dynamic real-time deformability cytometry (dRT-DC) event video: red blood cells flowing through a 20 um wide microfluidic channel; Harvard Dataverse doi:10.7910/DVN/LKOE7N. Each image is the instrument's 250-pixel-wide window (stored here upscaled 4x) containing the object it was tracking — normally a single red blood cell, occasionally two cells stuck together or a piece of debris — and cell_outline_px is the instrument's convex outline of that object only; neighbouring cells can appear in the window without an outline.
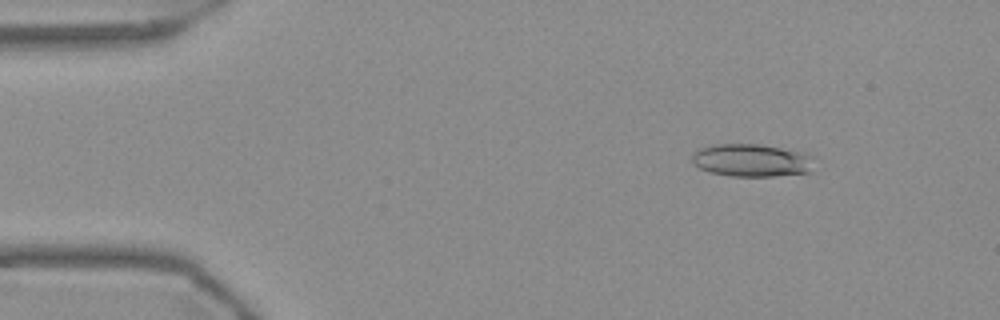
{"species": "Egyptian fruit bat (a non-hibernating species)", "species_latin": "Rousettus aegyptiacus", "temperature_condition": "warm", "stored_images_in_passage": 54, "camera_frame_rate_fps": 3000, "um_per_image_px": 0.085, "frame": {"image": 1, "passage_image": 7, "time_ms": 2.0, "image_size_px": [1000, 320], "cell_outline_px": [[808, 172], [772, 176], [732, 176], [712, 172], [700, 168], [692, 160], [692, 156], [700, 148], [712, 144], [760, 144], [808, 152]], "centroid_in_image_um": [63.83, 13.6], "position_along_channel_um": 21.2, "area_um2": 22.77}}
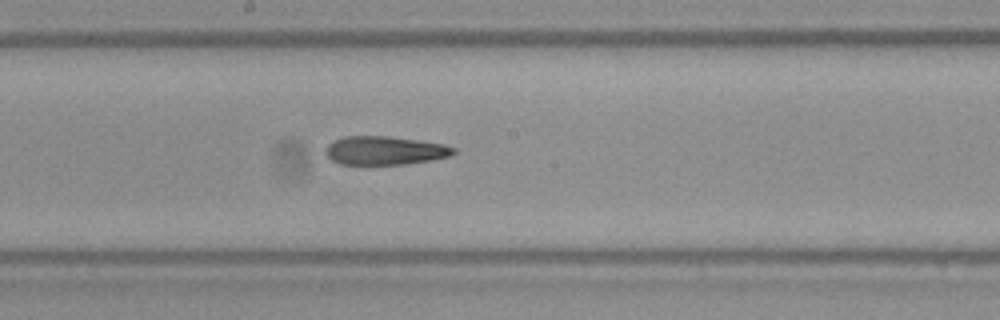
{"frame": {"image": 2, "passage_image": 29, "time_ms": 9.333, "image_size_px": [1000, 320], "cell_outline_px": [[456, 152], [452, 156], [432, 160], [408, 164], [340, 164], [332, 160], [324, 152], [324, 148], [328, 144], [344, 136], [388, 136], [444, 144], [456, 148]], "centroid_in_image_um": [32.73, 12.8], "position_along_channel_um": 215.5, "area_um2": 21.39}}
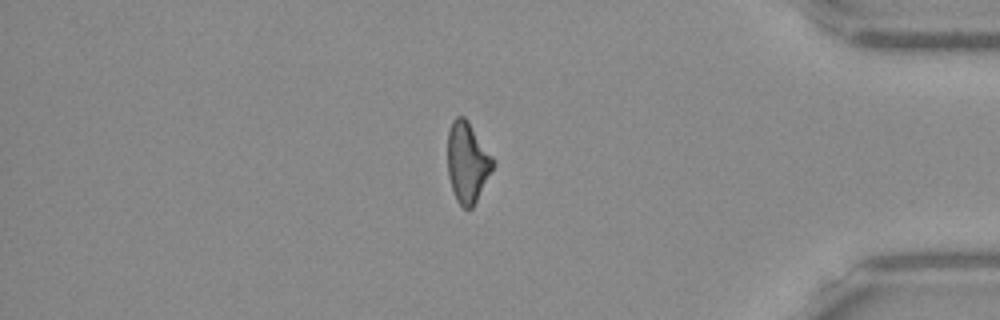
{"frame": {"image": 3, "passage_image": 46, "time_ms": 15.0, "image_size_px": [1000, 320], "cell_outline_px": [[496, 160], [472, 208], [464, 208], [456, 200], [448, 176], [448, 128], [452, 120], [456, 116], [464, 116], [468, 120]], "centroid_in_image_um": [39.72, 13.74], "position_along_channel_um": 395.5, "area_um2": 21.15}, "authors_computed_cell_mechanics": {"area_um2": 22.1374, "velocity_mm_per_s": 3.7451, "shape_relaxation_time_tau1_ms": null, "shape_relaxation_time_tau2_ms": 6.6219, "deformation_change_tau1": null, "deformation_change_tau2": 0.1953}}